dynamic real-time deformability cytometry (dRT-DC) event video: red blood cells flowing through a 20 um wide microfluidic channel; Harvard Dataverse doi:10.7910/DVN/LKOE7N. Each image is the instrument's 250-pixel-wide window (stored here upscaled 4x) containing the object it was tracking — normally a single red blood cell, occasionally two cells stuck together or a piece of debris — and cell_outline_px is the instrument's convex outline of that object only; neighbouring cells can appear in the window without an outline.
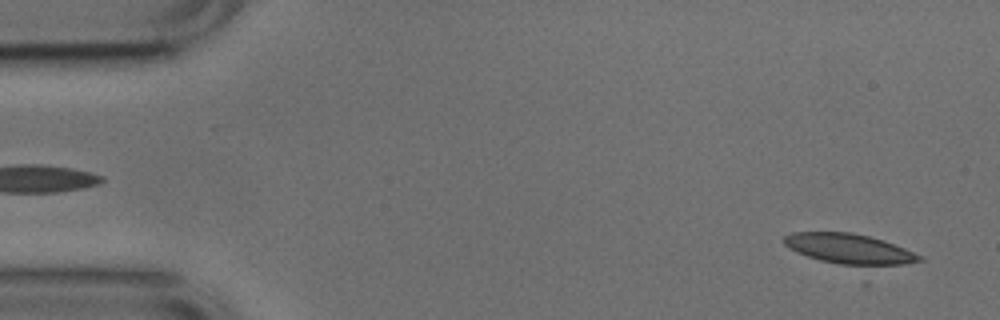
{"species": "common noctule bat (a hibernating species)", "species_latin": "Nyctalus noctula", "temperature_condition": "cold", "stored_images_in_passage": 11, "camera_frame_rate_fps": 3000, "um_per_image_px": 0.085, "animal": {"sex": "male", "body_mass_g": 17.9, "forearm_length_mm": 54.2}, "frame": {"image": 1, "passage_image": 2, "time_ms": 0.333, "image_size_px": [1000, 320], "cell_outline_px": [[924, 260], [904, 264], [868, 268], [864, 268], [840, 264], [820, 260], [796, 252], [788, 248], [784, 244], [784, 236], [792, 232], [852, 232], [884, 240], [924, 256]], "centroid_in_image_um": [72.24, 21.18], "position_along_channel_um": 12.8, "area_um2": 24.39}}